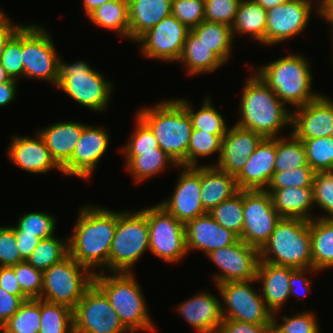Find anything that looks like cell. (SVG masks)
I'll list each match as a JSON object with an SVG mask.
<instances>
[{"mask_svg":"<svg viewBox=\"0 0 333 333\" xmlns=\"http://www.w3.org/2000/svg\"><path fill=\"white\" fill-rule=\"evenodd\" d=\"M117 227V211L87 205L79 209L73 234L68 238L69 255L79 264L109 269V254Z\"/></svg>","mask_w":333,"mask_h":333,"instance_id":"obj_1","label":"cell"},{"mask_svg":"<svg viewBox=\"0 0 333 333\" xmlns=\"http://www.w3.org/2000/svg\"><path fill=\"white\" fill-rule=\"evenodd\" d=\"M241 95L240 115L236 125L261 134L264 138H277L278 132L292 121V111L275 95L256 74L246 78Z\"/></svg>","mask_w":333,"mask_h":333,"instance_id":"obj_2","label":"cell"},{"mask_svg":"<svg viewBox=\"0 0 333 333\" xmlns=\"http://www.w3.org/2000/svg\"><path fill=\"white\" fill-rule=\"evenodd\" d=\"M136 115L151 129L159 147L179 167H186L193 129L186 109L175 99L165 100L155 107H142Z\"/></svg>","mask_w":333,"mask_h":333,"instance_id":"obj_3","label":"cell"},{"mask_svg":"<svg viewBox=\"0 0 333 333\" xmlns=\"http://www.w3.org/2000/svg\"><path fill=\"white\" fill-rule=\"evenodd\" d=\"M133 272H112L111 275L94 273L93 282L107 296L110 305L115 310L123 326L128 332L138 330L154 332L155 325L149 310L142 289L136 281Z\"/></svg>","mask_w":333,"mask_h":333,"instance_id":"obj_4","label":"cell"},{"mask_svg":"<svg viewBox=\"0 0 333 333\" xmlns=\"http://www.w3.org/2000/svg\"><path fill=\"white\" fill-rule=\"evenodd\" d=\"M308 60L299 54H289L257 69L255 73L285 104L297 108L320 94L313 93L312 73Z\"/></svg>","mask_w":333,"mask_h":333,"instance_id":"obj_5","label":"cell"},{"mask_svg":"<svg viewBox=\"0 0 333 333\" xmlns=\"http://www.w3.org/2000/svg\"><path fill=\"white\" fill-rule=\"evenodd\" d=\"M260 261L295 269L312 267L310 221L281 218L259 250Z\"/></svg>","mask_w":333,"mask_h":333,"instance_id":"obj_6","label":"cell"},{"mask_svg":"<svg viewBox=\"0 0 333 333\" xmlns=\"http://www.w3.org/2000/svg\"><path fill=\"white\" fill-rule=\"evenodd\" d=\"M112 82L85 61L67 64L59 59L56 87L75 102L94 112L106 110L112 92Z\"/></svg>","mask_w":333,"mask_h":333,"instance_id":"obj_7","label":"cell"},{"mask_svg":"<svg viewBox=\"0 0 333 333\" xmlns=\"http://www.w3.org/2000/svg\"><path fill=\"white\" fill-rule=\"evenodd\" d=\"M146 251H149V229L145 212L118 211L109 254V271L131 273L132 267Z\"/></svg>","mask_w":333,"mask_h":333,"instance_id":"obj_8","label":"cell"},{"mask_svg":"<svg viewBox=\"0 0 333 333\" xmlns=\"http://www.w3.org/2000/svg\"><path fill=\"white\" fill-rule=\"evenodd\" d=\"M94 273L68 255L43 271L41 299L73 310L93 283Z\"/></svg>","mask_w":333,"mask_h":333,"instance_id":"obj_9","label":"cell"},{"mask_svg":"<svg viewBox=\"0 0 333 333\" xmlns=\"http://www.w3.org/2000/svg\"><path fill=\"white\" fill-rule=\"evenodd\" d=\"M48 32L36 24L22 26L23 77L42 79L56 85L59 58Z\"/></svg>","mask_w":333,"mask_h":333,"instance_id":"obj_10","label":"cell"},{"mask_svg":"<svg viewBox=\"0 0 333 333\" xmlns=\"http://www.w3.org/2000/svg\"><path fill=\"white\" fill-rule=\"evenodd\" d=\"M149 229V251L164 262L175 263L187 255L185 224L159 204L143 209Z\"/></svg>","mask_w":333,"mask_h":333,"instance_id":"obj_11","label":"cell"},{"mask_svg":"<svg viewBox=\"0 0 333 333\" xmlns=\"http://www.w3.org/2000/svg\"><path fill=\"white\" fill-rule=\"evenodd\" d=\"M256 280L227 282L215 285L226 308L221 303L223 319H232L255 325L273 324V313L266 307L261 293L250 284Z\"/></svg>","mask_w":333,"mask_h":333,"instance_id":"obj_12","label":"cell"},{"mask_svg":"<svg viewBox=\"0 0 333 333\" xmlns=\"http://www.w3.org/2000/svg\"><path fill=\"white\" fill-rule=\"evenodd\" d=\"M74 333H126L104 292L93 282L73 309Z\"/></svg>","mask_w":333,"mask_h":333,"instance_id":"obj_13","label":"cell"},{"mask_svg":"<svg viewBox=\"0 0 333 333\" xmlns=\"http://www.w3.org/2000/svg\"><path fill=\"white\" fill-rule=\"evenodd\" d=\"M243 218L240 240L260 250L282 217L266 190H243Z\"/></svg>","mask_w":333,"mask_h":333,"instance_id":"obj_14","label":"cell"},{"mask_svg":"<svg viewBox=\"0 0 333 333\" xmlns=\"http://www.w3.org/2000/svg\"><path fill=\"white\" fill-rule=\"evenodd\" d=\"M207 256L220 269V273L213 277L215 285L256 280L260 261L259 249L240 239L230 246L211 251Z\"/></svg>","mask_w":333,"mask_h":333,"instance_id":"obj_15","label":"cell"},{"mask_svg":"<svg viewBox=\"0 0 333 333\" xmlns=\"http://www.w3.org/2000/svg\"><path fill=\"white\" fill-rule=\"evenodd\" d=\"M190 29L171 15L147 30L135 42L140 43L141 54L146 58L167 62L178 61Z\"/></svg>","mask_w":333,"mask_h":333,"instance_id":"obj_16","label":"cell"},{"mask_svg":"<svg viewBox=\"0 0 333 333\" xmlns=\"http://www.w3.org/2000/svg\"><path fill=\"white\" fill-rule=\"evenodd\" d=\"M311 0H289L267 10L265 44L274 45L299 35L310 20Z\"/></svg>","mask_w":333,"mask_h":333,"instance_id":"obj_17","label":"cell"},{"mask_svg":"<svg viewBox=\"0 0 333 333\" xmlns=\"http://www.w3.org/2000/svg\"><path fill=\"white\" fill-rule=\"evenodd\" d=\"M109 145V135L103 127L85 125L72 157L61 167L66 176L90 179Z\"/></svg>","mask_w":333,"mask_h":333,"instance_id":"obj_18","label":"cell"},{"mask_svg":"<svg viewBox=\"0 0 333 333\" xmlns=\"http://www.w3.org/2000/svg\"><path fill=\"white\" fill-rule=\"evenodd\" d=\"M180 168L184 170L178 177L173 194L158 204L181 223L186 224L207 212L200 198V166Z\"/></svg>","mask_w":333,"mask_h":333,"instance_id":"obj_19","label":"cell"},{"mask_svg":"<svg viewBox=\"0 0 333 333\" xmlns=\"http://www.w3.org/2000/svg\"><path fill=\"white\" fill-rule=\"evenodd\" d=\"M292 111L291 132L300 141L333 136V101L320 94Z\"/></svg>","mask_w":333,"mask_h":333,"instance_id":"obj_20","label":"cell"},{"mask_svg":"<svg viewBox=\"0 0 333 333\" xmlns=\"http://www.w3.org/2000/svg\"><path fill=\"white\" fill-rule=\"evenodd\" d=\"M264 137L252 130L234 125L222 141V152L216 167L236 177Z\"/></svg>","mask_w":333,"mask_h":333,"instance_id":"obj_21","label":"cell"},{"mask_svg":"<svg viewBox=\"0 0 333 333\" xmlns=\"http://www.w3.org/2000/svg\"><path fill=\"white\" fill-rule=\"evenodd\" d=\"M276 138H263L235 177L239 190H266L275 173Z\"/></svg>","mask_w":333,"mask_h":333,"instance_id":"obj_22","label":"cell"},{"mask_svg":"<svg viewBox=\"0 0 333 333\" xmlns=\"http://www.w3.org/2000/svg\"><path fill=\"white\" fill-rule=\"evenodd\" d=\"M185 238L187 252L198 249L206 255L239 240L234 232L221 226L208 212L185 224Z\"/></svg>","mask_w":333,"mask_h":333,"instance_id":"obj_23","label":"cell"},{"mask_svg":"<svg viewBox=\"0 0 333 333\" xmlns=\"http://www.w3.org/2000/svg\"><path fill=\"white\" fill-rule=\"evenodd\" d=\"M7 153L15 165L29 173L45 174L54 168L62 173L38 132L34 138L12 135Z\"/></svg>","mask_w":333,"mask_h":333,"instance_id":"obj_24","label":"cell"},{"mask_svg":"<svg viewBox=\"0 0 333 333\" xmlns=\"http://www.w3.org/2000/svg\"><path fill=\"white\" fill-rule=\"evenodd\" d=\"M176 309L199 333H218L223 317L221 302L215 295L201 292L179 304Z\"/></svg>","mask_w":333,"mask_h":333,"instance_id":"obj_25","label":"cell"},{"mask_svg":"<svg viewBox=\"0 0 333 333\" xmlns=\"http://www.w3.org/2000/svg\"><path fill=\"white\" fill-rule=\"evenodd\" d=\"M295 268L259 261L256 281L262 282L261 296L266 307L274 314L280 312L290 298V274Z\"/></svg>","mask_w":333,"mask_h":333,"instance_id":"obj_26","label":"cell"},{"mask_svg":"<svg viewBox=\"0 0 333 333\" xmlns=\"http://www.w3.org/2000/svg\"><path fill=\"white\" fill-rule=\"evenodd\" d=\"M239 191L234 176L214 165H200V198L206 212Z\"/></svg>","mask_w":333,"mask_h":333,"instance_id":"obj_27","label":"cell"},{"mask_svg":"<svg viewBox=\"0 0 333 333\" xmlns=\"http://www.w3.org/2000/svg\"><path fill=\"white\" fill-rule=\"evenodd\" d=\"M85 125L78 122L61 121L38 132L52 158L60 167L72 157Z\"/></svg>","mask_w":333,"mask_h":333,"instance_id":"obj_28","label":"cell"},{"mask_svg":"<svg viewBox=\"0 0 333 333\" xmlns=\"http://www.w3.org/2000/svg\"><path fill=\"white\" fill-rule=\"evenodd\" d=\"M172 0H135L128 5L129 39L136 41L162 19L172 15Z\"/></svg>","mask_w":333,"mask_h":333,"instance_id":"obj_29","label":"cell"},{"mask_svg":"<svg viewBox=\"0 0 333 333\" xmlns=\"http://www.w3.org/2000/svg\"><path fill=\"white\" fill-rule=\"evenodd\" d=\"M272 198L273 207L282 218H299L310 221L313 207L312 187H286L278 190H266ZM314 217V218H313Z\"/></svg>","mask_w":333,"mask_h":333,"instance_id":"obj_30","label":"cell"},{"mask_svg":"<svg viewBox=\"0 0 333 333\" xmlns=\"http://www.w3.org/2000/svg\"><path fill=\"white\" fill-rule=\"evenodd\" d=\"M186 67L187 74L198 75L214 72L225 63L191 31L184 42L181 56L178 60Z\"/></svg>","mask_w":333,"mask_h":333,"instance_id":"obj_31","label":"cell"},{"mask_svg":"<svg viewBox=\"0 0 333 333\" xmlns=\"http://www.w3.org/2000/svg\"><path fill=\"white\" fill-rule=\"evenodd\" d=\"M312 268L317 271L333 267V219L310 220Z\"/></svg>","mask_w":333,"mask_h":333,"instance_id":"obj_32","label":"cell"},{"mask_svg":"<svg viewBox=\"0 0 333 333\" xmlns=\"http://www.w3.org/2000/svg\"><path fill=\"white\" fill-rule=\"evenodd\" d=\"M267 11L253 0H241L232 28L235 33L249 34L251 38L265 44Z\"/></svg>","mask_w":333,"mask_h":333,"instance_id":"obj_33","label":"cell"},{"mask_svg":"<svg viewBox=\"0 0 333 333\" xmlns=\"http://www.w3.org/2000/svg\"><path fill=\"white\" fill-rule=\"evenodd\" d=\"M224 62L231 57L233 33L229 25L202 21L190 30Z\"/></svg>","mask_w":333,"mask_h":333,"instance_id":"obj_34","label":"cell"},{"mask_svg":"<svg viewBox=\"0 0 333 333\" xmlns=\"http://www.w3.org/2000/svg\"><path fill=\"white\" fill-rule=\"evenodd\" d=\"M126 170L135 182H143L163 172L167 165L179 167L161 148L154 151L140 152V155H124Z\"/></svg>","mask_w":333,"mask_h":333,"instance_id":"obj_35","label":"cell"},{"mask_svg":"<svg viewBox=\"0 0 333 333\" xmlns=\"http://www.w3.org/2000/svg\"><path fill=\"white\" fill-rule=\"evenodd\" d=\"M88 18L96 26L114 30L129 39V11L128 4L121 0H111L92 11Z\"/></svg>","mask_w":333,"mask_h":333,"instance_id":"obj_36","label":"cell"},{"mask_svg":"<svg viewBox=\"0 0 333 333\" xmlns=\"http://www.w3.org/2000/svg\"><path fill=\"white\" fill-rule=\"evenodd\" d=\"M187 111L191 118L193 129L211 134H226L228 126L221 113L212 105L210 98H206L201 108L196 112L192 105L184 99H176Z\"/></svg>","mask_w":333,"mask_h":333,"instance_id":"obj_37","label":"cell"},{"mask_svg":"<svg viewBox=\"0 0 333 333\" xmlns=\"http://www.w3.org/2000/svg\"><path fill=\"white\" fill-rule=\"evenodd\" d=\"M275 172L289 171L298 167H309L303 142L292 133L276 138Z\"/></svg>","mask_w":333,"mask_h":333,"instance_id":"obj_38","label":"cell"},{"mask_svg":"<svg viewBox=\"0 0 333 333\" xmlns=\"http://www.w3.org/2000/svg\"><path fill=\"white\" fill-rule=\"evenodd\" d=\"M68 255V239L61 240L54 235L41 239L26 261L36 269L45 271Z\"/></svg>","mask_w":333,"mask_h":333,"instance_id":"obj_39","label":"cell"},{"mask_svg":"<svg viewBox=\"0 0 333 333\" xmlns=\"http://www.w3.org/2000/svg\"><path fill=\"white\" fill-rule=\"evenodd\" d=\"M39 333H74L73 310L65 305L41 299Z\"/></svg>","mask_w":333,"mask_h":333,"instance_id":"obj_40","label":"cell"},{"mask_svg":"<svg viewBox=\"0 0 333 333\" xmlns=\"http://www.w3.org/2000/svg\"><path fill=\"white\" fill-rule=\"evenodd\" d=\"M208 213L221 226L234 232L240 239L244 226L243 190H239L232 197L221 202Z\"/></svg>","mask_w":333,"mask_h":333,"instance_id":"obj_41","label":"cell"},{"mask_svg":"<svg viewBox=\"0 0 333 333\" xmlns=\"http://www.w3.org/2000/svg\"><path fill=\"white\" fill-rule=\"evenodd\" d=\"M225 135L226 134H211L192 129L186 156V167H196L198 166L197 160L199 158L208 157L217 152L219 161L222 152V141Z\"/></svg>","mask_w":333,"mask_h":333,"instance_id":"obj_42","label":"cell"},{"mask_svg":"<svg viewBox=\"0 0 333 333\" xmlns=\"http://www.w3.org/2000/svg\"><path fill=\"white\" fill-rule=\"evenodd\" d=\"M41 298L25 300L4 326L13 333H39Z\"/></svg>","mask_w":333,"mask_h":333,"instance_id":"obj_43","label":"cell"},{"mask_svg":"<svg viewBox=\"0 0 333 333\" xmlns=\"http://www.w3.org/2000/svg\"><path fill=\"white\" fill-rule=\"evenodd\" d=\"M309 167L315 172L333 171V136L302 141Z\"/></svg>","mask_w":333,"mask_h":333,"instance_id":"obj_44","label":"cell"},{"mask_svg":"<svg viewBox=\"0 0 333 333\" xmlns=\"http://www.w3.org/2000/svg\"><path fill=\"white\" fill-rule=\"evenodd\" d=\"M56 226L55 216L47 212H29L22 215L14 230H22L23 234L36 235L40 239L54 236Z\"/></svg>","mask_w":333,"mask_h":333,"instance_id":"obj_45","label":"cell"},{"mask_svg":"<svg viewBox=\"0 0 333 333\" xmlns=\"http://www.w3.org/2000/svg\"><path fill=\"white\" fill-rule=\"evenodd\" d=\"M312 188L314 204L327 213L316 218L333 219V171L315 172Z\"/></svg>","mask_w":333,"mask_h":333,"instance_id":"obj_46","label":"cell"},{"mask_svg":"<svg viewBox=\"0 0 333 333\" xmlns=\"http://www.w3.org/2000/svg\"><path fill=\"white\" fill-rule=\"evenodd\" d=\"M15 276L23 293L29 299L41 298L43 290V271L36 269L26 260L14 266Z\"/></svg>","mask_w":333,"mask_h":333,"instance_id":"obj_47","label":"cell"},{"mask_svg":"<svg viewBox=\"0 0 333 333\" xmlns=\"http://www.w3.org/2000/svg\"><path fill=\"white\" fill-rule=\"evenodd\" d=\"M276 313L273 314V327L277 333H320L319 322L314 313L303 311L292 317L283 316V323H278Z\"/></svg>","mask_w":333,"mask_h":333,"instance_id":"obj_48","label":"cell"},{"mask_svg":"<svg viewBox=\"0 0 333 333\" xmlns=\"http://www.w3.org/2000/svg\"><path fill=\"white\" fill-rule=\"evenodd\" d=\"M315 171L311 167H298L289 171L275 172L266 190L286 187H312Z\"/></svg>","mask_w":333,"mask_h":333,"instance_id":"obj_49","label":"cell"},{"mask_svg":"<svg viewBox=\"0 0 333 333\" xmlns=\"http://www.w3.org/2000/svg\"><path fill=\"white\" fill-rule=\"evenodd\" d=\"M136 129L127 144L122 147L123 155H140V152L154 151L159 144L151 129L136 115Z\"/></svg>","mask_w":333,"mask_h":333,"instance_id":"obj_50","label":"cell"},{"mask_svg":"<svg viewBox=\"0 0 333 333\" xmlns=\"http://www.w3.org/2000/svg\"><path fill=\"white\" fill-rule=\"evenodd\" d=\"M22 27L8 40L0 62L12 79L23 77Z\"/></svg>","mask_w":333,"mask_h":333,"instance_id":"obj_51","label":"cell"},{"mask_svg":"<svg viewBox=\"0 0 333 333\" xmlns=\"http://www.w3.org/2000/svg\"><path fill=\"white\" fill-rule=\"evenodd\" d=\"M241 0H204V19L207 22L232 26Z\"/></svg>","mask_w":333,"mask_h":333,"instance_id":"obj_52","label":"cell"},{"mask_svg":"<svg viewBox=\"0 0 333 333\" xmlns=\"http://www.w3.org/2000/svg\"><path fill=\"white\" fill-rule=\"evenodd\" d=\"M172 15L188 29L198 26L204 19V0H172Z\"/></svg>","mask_w":333,"mask_h":333,"instance_id":"obj_53","label":"cell"},{"mask_svg":"<svg viewBox=\"0 0 333 333\" xmlns=\"http://www.w3.org/2000/svg\"><path fill=\"white\" fill-rule=\"evenodd\" d=\"M25 261L16 243L12 226L0 227V267L14 266Z\"/></svg>","mask_w":333,"mask_h":333,"instance_id":"obj_54","label":"cell"},{"mask_svg":"<svg viewBox=\"0 0 333 333\" xmlns=\"http://www.w3.org/2000/svg\"><path fill=\"white\" fill-rule=\"evenodd\" d=\"M273 324L255 325L232 319H223L218 333H273Z\"/></svg>","mask_w":333,"mask_h":333,"instance_id":"obj_55","label":"cell"},{"mask_svg":"<svg viewBox=\"0 0 333 333\" xmlns=\"http://www.w3.org/2000/svg\"><path fill=\"white\" fill-rule=\"evenodd\" d=\"M28 297H18L0 287V326H3L15 314Z\"/></svg>","mask_w":333,"mask_h":333,"instance_id":"obj_56","label":"cell"},{"mask_svg":"<svg viewBox=\"0 0 333 333\" xmlns=\"http://www.w3.org/2000/svg\"><path fill=\"white\" fill-rule=\"evenodd\" d=\"M308 272H317L314 268L310 267L307 269H295L291 274H290V279H289V285H290V296H301L304 297L306 296V292L310 291V284L312 281L307 278L306 273ZM305 276V277H304ZM297 286H301L299 288H302L303 291L305 292L304 294H299L298 293V288Z\"/></svg>","mask_w":333,"mask_h":333,"instance_id":"obj_57","label":"cell"},{"mask_svg":"<svg viewBox=\"0 0 333 333\" xmlns=\"http://www.w3.org/2000/svg\"><path fill=\"white\" fill-rule=\"evenodd\" d=\"M0 287L15 296L27 297L21 290L14 269L11 266L0 267Z\"/></svg>","mask_w":333,"mask_h":333,"instance_id":"obj_58","label":"cell"},{"mask_svg":"<svg viewBox=\"0 0 333 333\" xmlns=\"http://www.w3.org/2000/svg\"><path fill=\"white\" fill-rule=\"evenodd\" d=\"M14 232L16 234V243L20 254L24 260H27L41 239L36 235L23 234L22 230H14Z\"/></svg>","mask_w":333,"mask_h":333,"instance_id":"obj_59","label":"cell"},{"mask_svg":"<svg viewBox=\"0 0 333 333\" xmlns=\"http://www.w3.org/2000/svg\"><path fill=\"white\" fill-rule=\"evenodd\" d=\"M23 25H14L11 23L10 18L6 17L0 23V59L3 55L5 46L8 40L22 27Z\"/></svg>","mask_w":333,"mask_h":333,"instance_id":"obj_60","label":"cell"},{"mask_svg":"<svg viewBox=\"0 0 333 333\" xmlns=\"http://www.w3.org/2000/svg\"><path fill=\"white\" fill-rule=\"evenodd\" d=\"M16 79H10L4 83H0V107L6 106L15 99L16 95Z\"/></svg>","mask_w":333,"mask_h":333,"instance_id":"obj_61","label":"cell"},{"mask_svg":"<svg viewBox=\"0 0 333 333\" xmlns=\"http://www.w3.org/2000/svg\"><path fill=\"white\" fill-rule=\"evenodd\" d=\"M317 14L320 15L321 18L325 19L333 28V0H328L324 2L319 7V12ZM331 32L333 36V29Z\"/></svg>","mask_w":333,"mask_h":333,"instance_id":"obj_62","label":"cell"},{"mask_svg":"<svg viewBox=\"0 0 333 333\" xmlns=\"http://www.w3.org/2000/svg\"><path fill=\"white\" fill-rule=\"evenodd\" d=\"M109 1L111 0H83V8L88 16L96 8Z\"/></svg>","mask_w":333,"mask_h":333,"instance_id":"obj_63","label":"cell"},{"mask_svg":"<svg viewBox=\"0 0 333 333\" xmlns=\"http://www.w3.org/2000/svg\"><path fill=\"white\" fill-rule=\"evenodd\" d=\"M257 4L261 5L266 11L274 8L276 5L283 4L289 0H253Z\"/></svg>","mask_w":333,"mask_h":333,"instance_id":"obj_64","label":"cell"},{"mask_svg":"<svg viewBox=\"0 0 333 333\" xmlns=\"http://www.w3.org/2000/svg\"><path fill=\"white\" fill-rule=\"evenodd\" d=\"M10 79V76L6 73L0 62V83H4L6 81H9Z\"/></svg>","mask_w":333,"mask_h":333,"instance_id":"obj_65","label":"cell"},{"mask_svg":"<svg viewBox=\"0 0 333 333\" xmlns=\"http://www.w3.org/2000/svg\"><path fill=\"white\" fill-rule=\"evenodd\" d=\"M318 2H316V7H315V10L317 9V12H319V7L326 1L328 0H317Z\"/></svg>","mask_w":333,"mask_h":333,"instance_id":"obj_66","label":"cell"},{"mask_svg":"<svg viewBox=\"0 0 333 333\" xmlns=\"http://www.w3.org/2000/svg\"><path fill=\"white\" fill-rule=\"evenodd\" d=\"M7 17V15L0 9V23Z\"/></svg>","mask_w":333,"mask_h":333,"instance_id":"obj_67","label":"cell"},{"mask_svg":"<svg viewBox=\"0 0 333 333\" xmlns=\"http://www.w3.org/2000/svg\"><path fill=\"white\" fill-rule=\"evenodd\" d=\"M0 330L2 331V333H13V332L9 331L4 325L0 326Z\"/></svg>","mask_w":333,"mask_h":333,"instance_id":"obj_68","label":"cell"},{"mask_svg":"<svg viewBox=\"0 0 333 333\" xmlns=\"http://www.w3.org/2000/svg\"><path fill=\"white\" fill-rule=\"evenodd\" d=\"M121 1H123L124 3L129 5L132 1H135V0H121Z\"/></svg>","mask_w":333,"mask_h":333,"instance_id":"obj_69","label":"cell"}]
</instances>
